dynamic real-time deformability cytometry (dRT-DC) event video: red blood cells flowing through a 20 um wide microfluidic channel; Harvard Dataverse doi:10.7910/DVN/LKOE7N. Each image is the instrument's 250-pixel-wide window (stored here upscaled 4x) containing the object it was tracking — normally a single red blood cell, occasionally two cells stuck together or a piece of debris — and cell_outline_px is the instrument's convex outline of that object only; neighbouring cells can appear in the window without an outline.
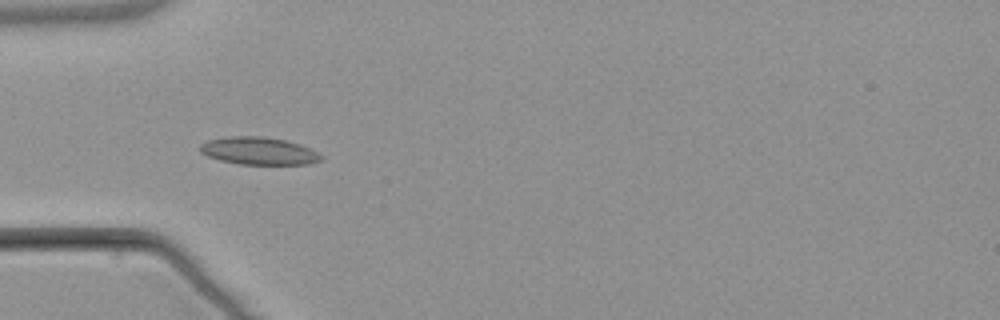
{"species": "common noctule bat (a hibernating species)", "species_latin": "Nyctalus noctula", "temperature_condition": "warm", "stored_images_in_passage": 5, "camera_frame_rate_fps": 3000, "um_per_image_px": 0.085, "animal": {"sex": "male", "body_mass_g": 21.5, "forearm_length_mm": 52.0}, "frame": {"image": 1, "passage_image": 4, "time_ms": 4.333, "image_size_px": [1000, 320], "cell_outline_px": [[324, 160], [308, 164], [240, 164], [220, 160], [208, 156], [200, 152], [200, 144], [208, 140], [228, 136], [260, 136], [284, 140], [300, 144], [324, 156]], "centroid_in_image_um": [22.0, 12.83], "position_along_channel_um": 63.0, "area_um2": 19.36}}
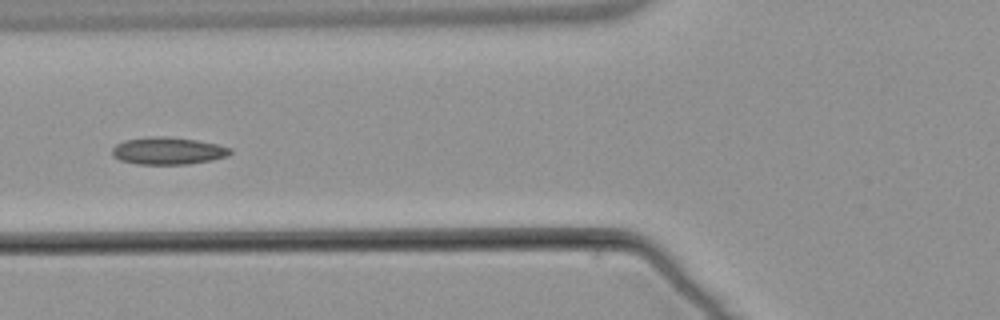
{"frame": {"image": 2, "passage_image": 5, "time_ms": 5.667, "image_size_px": [1000, 320], "cell_outline_px": [[232, 152], [228, 156], [212, 160], [188, 164], [136, 164], [120, 160], [112, 156], [112, 148], [116, 144], [124, 140], [148, 136], [168, 136], [196, 140], [216, 144], [232, 148]], "centroid_in_image_um": [14.26, 12.81], "position_along_channel_um": 111.5, "area_um2": 18.96}}